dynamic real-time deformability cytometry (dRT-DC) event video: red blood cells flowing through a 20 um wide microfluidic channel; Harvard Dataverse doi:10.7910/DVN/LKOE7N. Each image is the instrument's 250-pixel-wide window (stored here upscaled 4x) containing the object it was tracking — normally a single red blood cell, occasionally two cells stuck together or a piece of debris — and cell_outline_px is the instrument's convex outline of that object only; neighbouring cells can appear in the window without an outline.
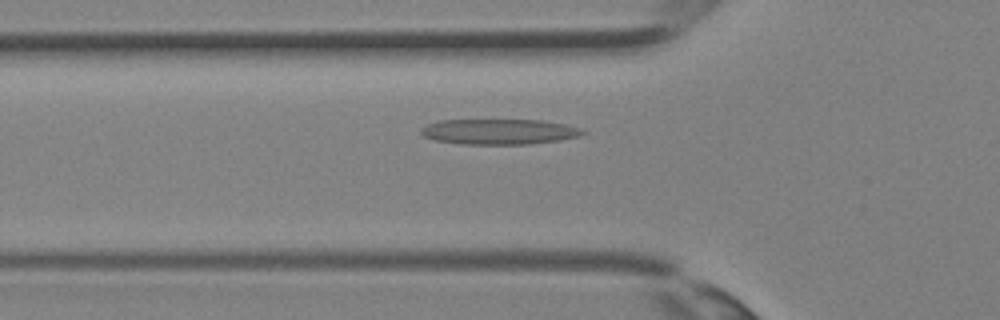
{"species": "Egyptian fruit bat (a non-hibernating species)", "species_latin": "Rousettus aegyptiacus", "temperature_condition": "room temperature", "stored_images_in_passage": 33, "camera_frame_rate_fps": 3000, "um_per_image_px": 0.085, "animal": {"sex": "female"}, "frame": {"image": 1, "passage_image": 10, "time_ms": 3.0, "image_size_px": [1000, 320], "cell_outline_px": [[588, 132], [580, 136], [560, 140], [528, 144], [460, 144], [436, 140], [424, 136], [420, 132], [420, 128], [428, 124], [440, 120], [540, 120], [564, 124], [580, 128]], "centroid_in_image_um": [42.44, 11.19], "position_along_channel_um": 83.4, "area_um2": 23.93}}
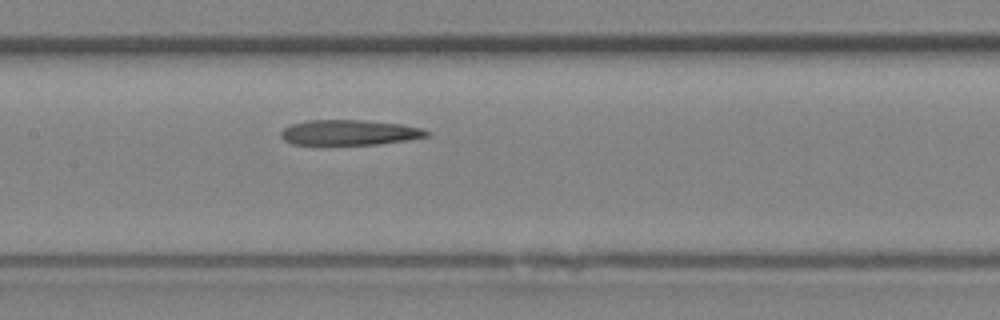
{"frame": {"image": 2, "passage_image": 15, "time_ms": 4.667, "image_size_px": [1000, 320], "cell_outline_px": [[432, 136], [408, 140], [380, 144], [324, 148], [292, 144], [284, 140], [280, 136], [280, 132], [284, 128], [292, 124], [308, 120], [364, 120], [400, 124], [424, 128], [432, 132]], "centroid_in_image_um": [29.69, 11.32], "position_along_channel_um": 177.7, "area_um2": 22.89}}
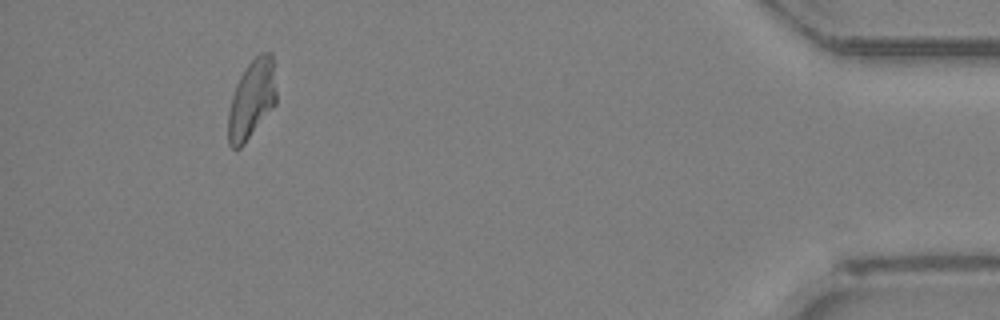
{"frame": {"image": 3, "passage_image": 31, "time_ms": 10.0, "image_size_px": [1000, 320], "cell_outline_px": [[276, 104], [244, 144], [240, 148], [232, 148], [228, 144], [228, 112], [232, 96], [236, 84], [240, 76], [248, 64], [260, 52], [272, 52], [276, 92]], "centroid_in_image_um": [21.39, 8.44], "position_along_channel_um": 413.8, "area_um2": 22.08}}